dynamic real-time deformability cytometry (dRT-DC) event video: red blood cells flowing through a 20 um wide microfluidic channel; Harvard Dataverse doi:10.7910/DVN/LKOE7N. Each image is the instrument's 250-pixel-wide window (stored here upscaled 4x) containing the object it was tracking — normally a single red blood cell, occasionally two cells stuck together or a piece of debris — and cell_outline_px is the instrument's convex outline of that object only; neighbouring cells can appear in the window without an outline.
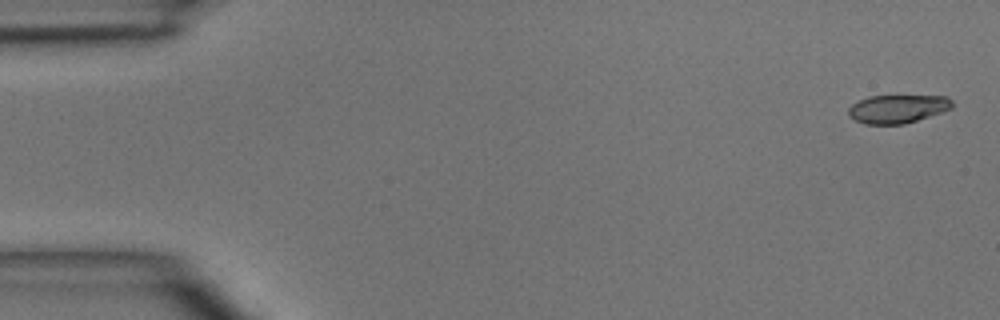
{"species": "common noctule bat (a hibernating species)", "species_latin": "Nyctalus noctula", "temperature_condition": "room temperature", "stored_images_in_passage": 5, "camera_frame_rate_fps": 3000, "um_per_image_px": 0.085, "animal": {"sex": "male", "body_mass_g": 15.6}, "frame": {"image": 1, "passage_image": 1, "time_ms": 0.0, "image_size_px": [1000, 320], "cell_outline_px": [[956, 104], [952, 108], [904, 124], [864, 124], [848, 116], [848, 108], [852, 104], [868, 96], [948, 96]], "centroid_in_image_um": [76.3, 9.24], "position_along_channel_um": 8.7, "area_um2": 17.11}}
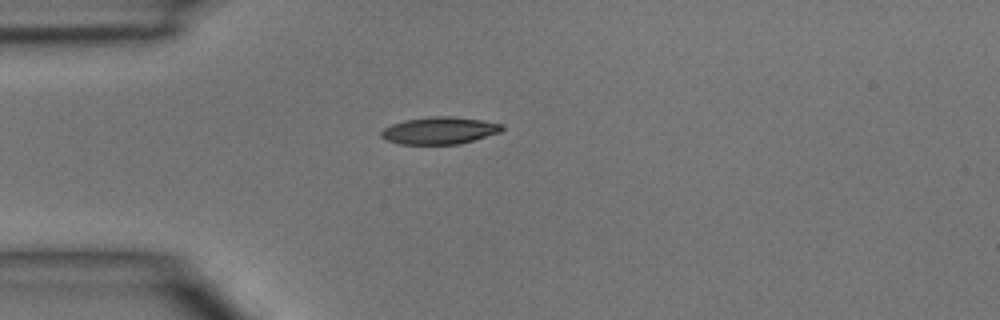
{"frame": {"image": 2, "passage_image": 4, "time_ms": 3.667, "image_size_px": [1000, 320], "cell_outline_px": [[504, 128], [500, 132], [460, 144], [400, 144], [388, 140], [380, 136], [380, 132], [384, 128], [392, 124], [404, 120], [428, 116], [452, 116], [480, 120], [504, 124]], "centroid_in_image_um": [37.35, 11.09], "position_along_channel_um": 47.6, "area_um2": 19.13}}